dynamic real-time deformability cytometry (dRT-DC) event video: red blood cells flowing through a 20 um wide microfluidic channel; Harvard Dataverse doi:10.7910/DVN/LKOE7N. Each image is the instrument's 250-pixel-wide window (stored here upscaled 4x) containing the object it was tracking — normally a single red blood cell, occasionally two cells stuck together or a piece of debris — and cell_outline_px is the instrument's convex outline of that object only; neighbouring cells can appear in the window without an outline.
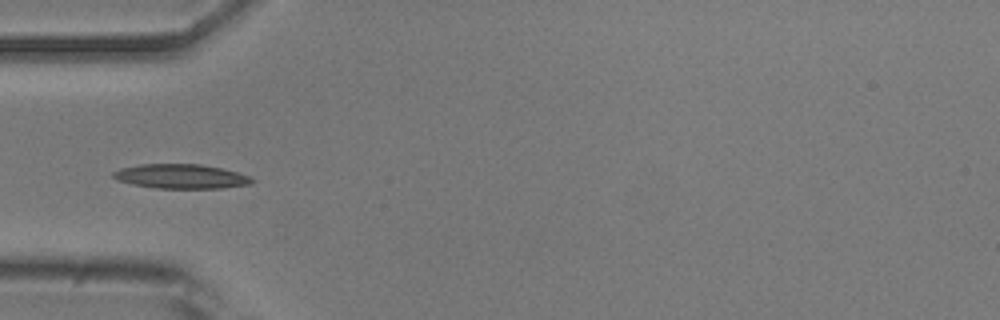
{"species": "common noctule bat (a hibernating species)", "species_latin": "Nyctalus noctula", "temperature_condition": "room temperature", "stored_images_in_passage": 4, "camera_frame_rate_fps": 3000, "um_per_image_px": 0.085, "animal": {"sex": "male", "body_mass_g": 20.5, "forearm_length_mm": 52.5}, "frame": {"image": 1, "passage_image": 4, "time_ms": 1.0, "image_size_px": [1000, 320], "cell_outline_px": [[256, 180], [252, 184], [220, 188], [156, 188], [132, 184], [116, 180], [112, 176], [112, 172], [120, 168], [140, 164], [200, 164], [220, 168], [252, 176]], "centroid_in_image_um": [15.39, 14.99], "position_along_channel_um": 69.6, "area_um2": 19.83}}